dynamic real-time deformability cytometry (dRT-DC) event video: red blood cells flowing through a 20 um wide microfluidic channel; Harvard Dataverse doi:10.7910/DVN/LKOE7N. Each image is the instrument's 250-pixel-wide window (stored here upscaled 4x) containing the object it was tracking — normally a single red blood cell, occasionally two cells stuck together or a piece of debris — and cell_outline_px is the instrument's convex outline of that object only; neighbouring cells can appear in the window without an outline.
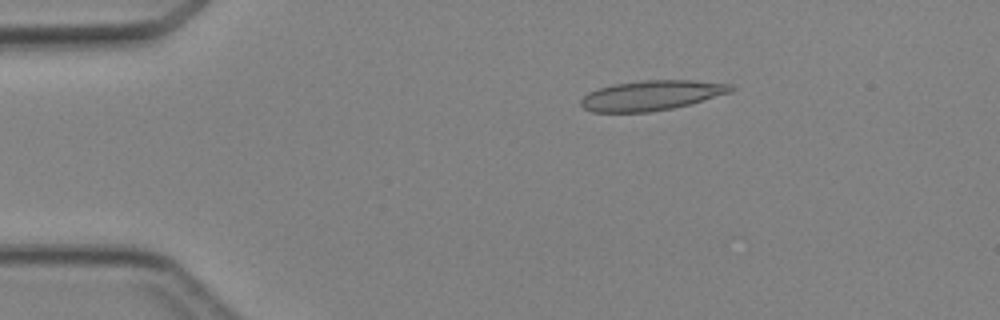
{"species": "Egyptian fruit bat (a non-hibernating species)", "species_latin": "Rousettus aegyptiacus", "temperature_condition": "cold", "stored_images_in_passage": 4, "camera_frame_rate_fps": 3000, "um_per_image_px": 0.085, "animal": {"sex": "female"}, "frame": {"image": 1, "passage_image": 3, "time_ms": 2.0, "image_size_px": [1000, 320], "cell_outline_px": [[736, 88], [732, 92], [688, 104], [672, 108], [648, 112], [592, 112], [584, 108], [580, 104], [580, 100], [588, 92], [596, 88], [612, 84], [644, 80], [696, 80], [732, 84]], "centroid_in_image_um": [55.37, 8.09], "position_along_channel_um": 29.6, "area_um2": 26.3}}